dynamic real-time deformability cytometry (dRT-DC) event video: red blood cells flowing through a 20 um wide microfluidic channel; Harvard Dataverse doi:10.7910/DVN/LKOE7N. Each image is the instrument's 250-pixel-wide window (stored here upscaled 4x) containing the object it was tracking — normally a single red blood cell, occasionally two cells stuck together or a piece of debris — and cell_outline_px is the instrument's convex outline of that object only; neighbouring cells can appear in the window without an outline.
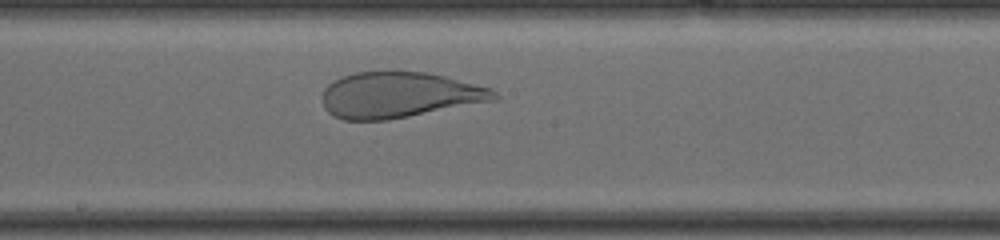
{"species": "human", "species_latin": "Homo sapiens", "temperature_condition": "cold", "stored_images_in_passage": 16, "camera_frame_rate_fps": 3000, "um_per_image_px": 0.085, "donor": {"sex": "male"}, "frame": {"image": 1, "passage_image": 12, "time_ms": 6.333, "image_size_px": [1000, 240], "cell_outline_px": [[500, 100], [388, 120], [344, 120], [332, 116], [324, 108], [324, 88], [332, 80], [340, 76], [356, 72], [384, 68], [396, 68], [428, 72], [492, 88], [500, 96]], "centroid_in_image_um": [33.95, 8.03], "position_along_channel_um": 214.3, "area_um2": 47.4}}
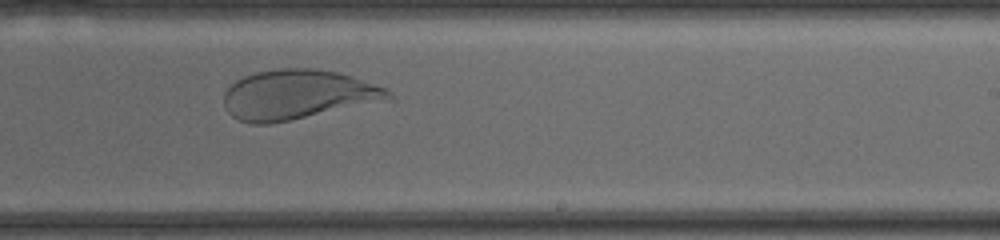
{"frame": {"image": 2, "passage_image": 14, "time_ms": 7.667, "image_size_px": [1000, 240], "cell_outline_px": [[392, 100], [272, 124], [252, 124], [240, 120], [232, 116], [228, 112], [224, 104], [224, 92], [236, 80], [244, 76], [256, 72], [276, 68], [316, 68], [336, 72], [352, 76], [388, 88], [392, 92]], "centroid_in_image_um": [25.34, 8.05], "position_along_channel_um": 263.7, "area_um2": 48.09}}